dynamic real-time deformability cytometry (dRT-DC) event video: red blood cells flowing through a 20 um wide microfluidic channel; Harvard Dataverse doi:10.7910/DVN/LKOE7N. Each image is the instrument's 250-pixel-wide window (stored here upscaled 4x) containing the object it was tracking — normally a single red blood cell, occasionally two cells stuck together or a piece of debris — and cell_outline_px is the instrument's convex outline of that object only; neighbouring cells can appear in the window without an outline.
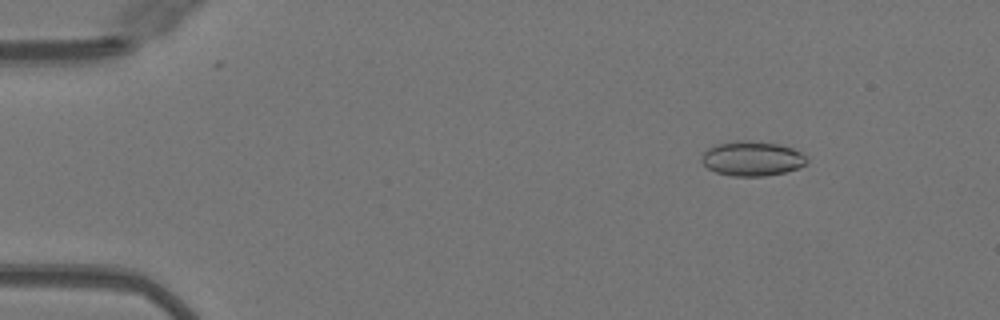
{"species": "Egyptian fruit bat (a non-hibernating species)", "species_latin": "Rousettus aegyptiacus", "temperature_condition": "warm", "stored_images_in_passage": 50, "camera_frame_rate_fps": 3000, "um_per_image_px": 0.085, "animal": {"sex": "female"}, "frame": {"image": 1, "passage_image": 7, "time_ms": 2.0, "image_size_px": [1000, 320], "cell_outline_px": [[808, 160], [804, 164], [796, 168], [784, 172], [764, 176], [732, 176], [716, 172], [708, 168], [700, 160], [700, 156], [708, 148], [716, 144], [736, 140], [748, 140], [776, 144], [792, 148], [808, 156]], "centroid_in_image_um": [63.89, 13.47], "position_along_channel_um": 21.1, "area_um2": 21.21}}
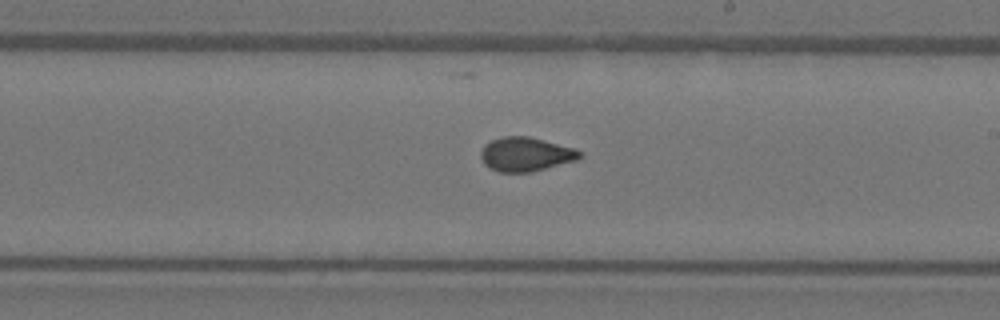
{"frame": {"image": 2, "passage_image": 30, "time_ms": 9.667, "image_size_px": [1000, 320], "cell_outline_px": [[580, 156], [576, 160], [532, 172], [500, 172], [484, 164], [480, 156], [480, 152], [484, 144], [492, 140], [504, 136], [528, 136], [576, 148], [580, 152]], "centroid_in_image_um": [44.67, 13.1], "position_along_channel_um": 244.3, "area_um2": 19.54}}
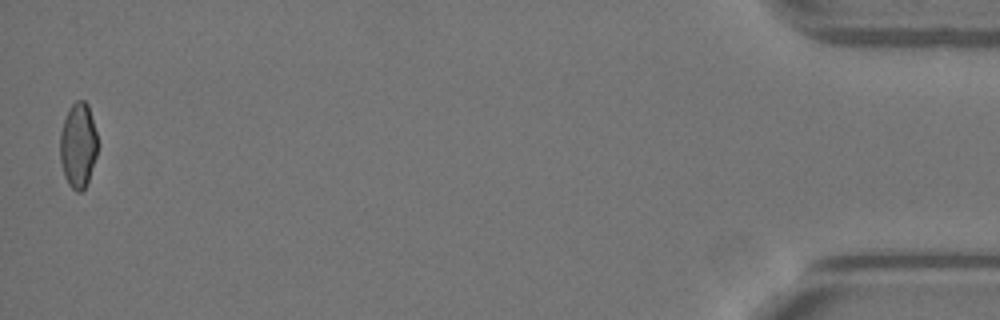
{"frame": {"image": 3, "passage_image": 50, "time_ms": 16.333, "image_size_px": [1000, 320], "cell_outline_px": [[96, 156], [88, 180], [84, 188], [80, 192], [76, 192], [68, 184], [64, 176], [60, 160], [60, 132], [68, 108], [76, 100], [84, 100], [88, 104], [96, 132]], "centroid_in_image_um": [6.62, 12.34], "position_along_channel_um": 428.6, "area_um2": 18.5}, "authors_computed_cell_mechanics": {"area_um2": 19.5942, "velocity_mm_per_s": 4.0926, "shape_relaxation_time_tau1_ms": null, "shape_relaxation_time_tau2_ms": 0.68, "deformation_change_tau1": null, "deformation_change_tau2": 0.0518}}